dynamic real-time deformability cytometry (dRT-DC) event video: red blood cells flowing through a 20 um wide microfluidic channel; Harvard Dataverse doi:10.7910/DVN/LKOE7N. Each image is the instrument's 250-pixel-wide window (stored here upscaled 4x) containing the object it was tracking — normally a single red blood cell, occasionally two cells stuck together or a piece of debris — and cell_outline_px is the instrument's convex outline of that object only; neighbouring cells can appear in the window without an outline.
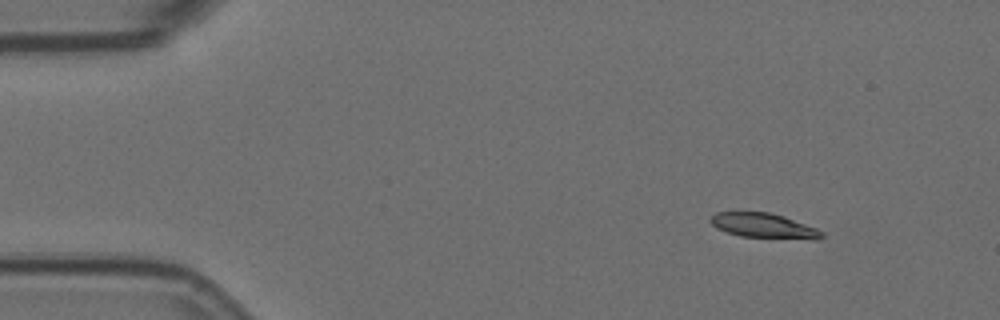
{"species": "Egyptian fruit bat (a non-hibernating species)", "species_latin": "Rousettus aegyptiacus", "temperature_condition": "room temperature", "stored_images_in_passage": 3, "camera_frame_rate_fps": 3000, "um_per_image_px": 0.085, "animal": {"sex": "female"}, "frame": {"image": 1, "passage_image": 1, "time_ms": 0.0, "image_size_px": [1000, 320], "cell_outline_px": [[824, 236], [816, 240], [812, 240], [740, 236], [716, 228], [708, 220], [708, 216], [716, 212], [768, 212], [784, 216], [816, 228], [824, 232]], "centroid_in_image_um": [64.91, 19.19], "position_along_channel_um": 20.1, "area_um2": 16.3}}
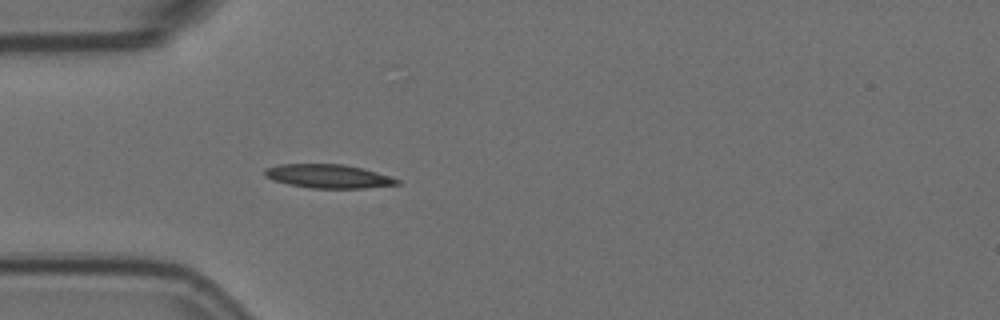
{"frame": {"image": 2, "passage_image": 3, "time_ms": 0.667, "image_size_px": [1000, 320], "cell_outline_px": [[400, 184], [364, 188], [312, 188], [288, 184], [272, 180], [264, 176], [264, 168], [280, 164], [344, 164], [392, 176], [400, 180]], "centroid_in_image_um": [27.89, 14.98], "position_along_channel_um": 57.1, "area_um2": 18.32}}